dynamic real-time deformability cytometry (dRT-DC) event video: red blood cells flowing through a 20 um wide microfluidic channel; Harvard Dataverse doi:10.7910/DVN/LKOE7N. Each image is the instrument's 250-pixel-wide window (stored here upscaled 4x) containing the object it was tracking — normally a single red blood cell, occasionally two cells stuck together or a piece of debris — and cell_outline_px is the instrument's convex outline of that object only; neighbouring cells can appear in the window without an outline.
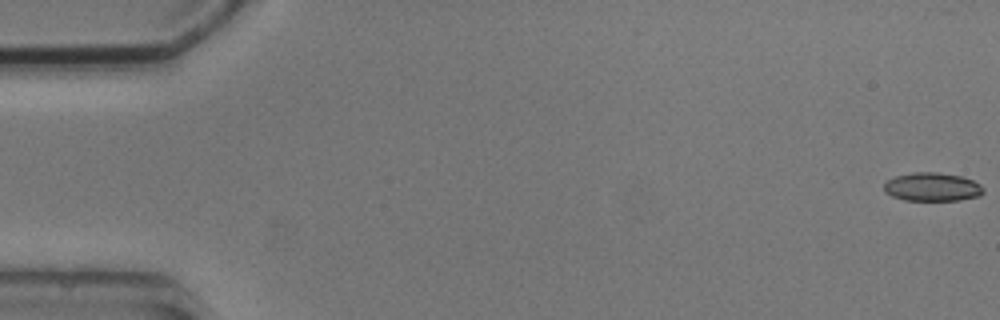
{"species": "common noctule bat (a hibernating species)", "species_latin": "Nyctalus noctula", "temperature_condition": "cold", "stored_images_in_passage": 6, "camera_frame_rate_fps": 3000, "um_per_image_px": 0.085, "animal": {"sex": "male", "body_mass_g": 20.5, "forearm_length_mm": 52.5}, "frame": {"image": 1, "passage_image": 1, "time_ms": 0.0, "image_size_px": [1000, 320], "cell_outline_px": [[984, 192], [980, 196], [960, 200], [904, 200], [892, 196], [884, 192], [884, 184], [888, 180], [896, 176], [912, 172], [936, 172], [960, 176], [972, 180], [980, 184], [984, 188]], "centroid_in_image_um": [79.25, 15.89], "position_along_channel_um": 5.8, "area_um2": 16.53}}
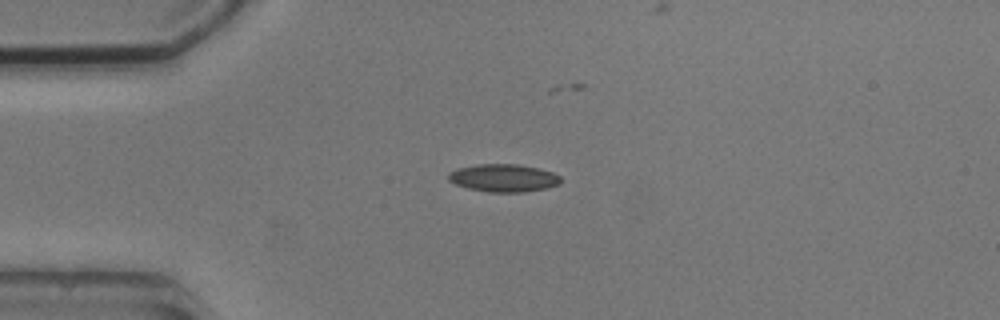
{"frame": {"image": 2, "passage_image": 4, "time_ms": 4.333, "image_size_px": [1000, 320], "cell_outline_px": [[560, 184], [548, 188], [524, 192], [488, 192], [468, 188], [456, 184], [448, 180], [448, 172], [456, 168], [480, 164], [516, 164], [540, 168], [552, 172], [560, 176]], "centroid_in_image_um": [42.8, 15.12], "position_along_channel_um": 42.2, "area_um2": 18.26}}